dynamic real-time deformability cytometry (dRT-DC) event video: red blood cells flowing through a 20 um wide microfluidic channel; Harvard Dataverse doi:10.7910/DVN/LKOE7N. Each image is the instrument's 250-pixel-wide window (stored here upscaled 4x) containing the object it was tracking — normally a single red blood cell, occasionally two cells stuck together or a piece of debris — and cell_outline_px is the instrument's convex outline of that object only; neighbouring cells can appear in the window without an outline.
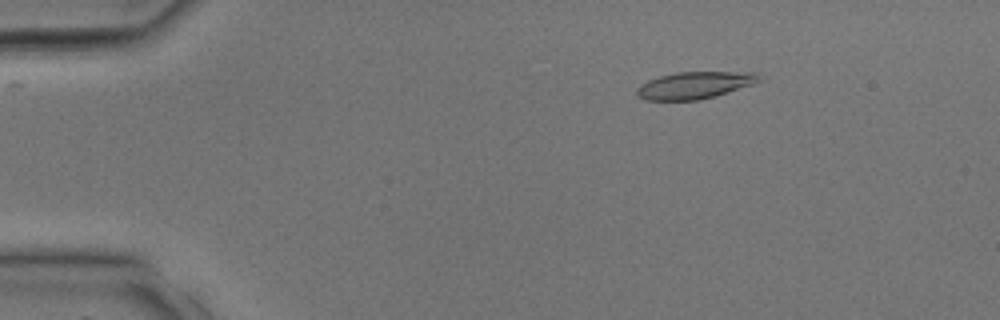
{"species": "common noctule bat (a hibernating species)", "species_latin": "Nyctalus noctula", "temperature_condition": "room temperature", "stored_images_in_passage": 34, "camera_frame_rate_fps": 3000, "um_per_image_px": 0.085, "animal": {"sex": "male", "body_mass_g": 17.9, "forearm_length_mm": 54.2}, "frame": {"image": 1, "passage_image": 6, "time_ms": 1.667, "image_size_px": [1000, 320], "cell_outline_px": [[760, 80], [752, 84], [712, 96], [696, 100], [644, 100], [636, 96], [636, 88], [640, 84], [648, 80], [660, 76], [676, 72], [760, 72]], "centroid_in_image_um": [58.98, 7.23], "position_along_channel_um": 26.0, "area_um2": 19.07}}
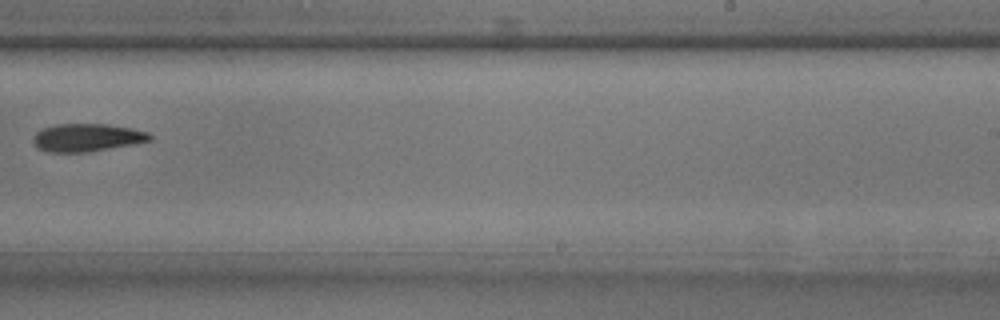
{"frame": {"image": 2, "passage_image": 22, "time_ms": 7.0, "image_size_px": [1000, 320], "cell_outline_px": [[152, 140], [132, 144], [84, 152], [48, 152], [40, 148], [32, 140], [36, 132], [44, 128], [56, 124], [108, 124], [132, 128], [148, 132], [152, 136]], "centroid_in_image_um": [7.41, 11.68], "position_along_channel_um": 281.6, "area_um2": 18.67}}
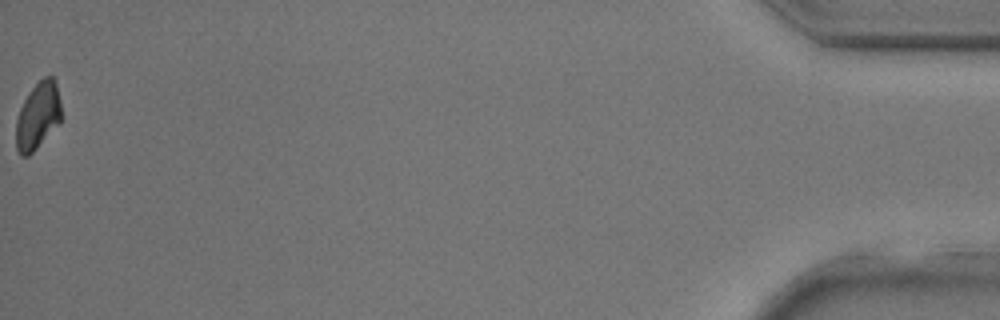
{"frame": {"image": 3, "passage_image": 34, "time_ms": 11.0, "image_size_px": [1000, 320], "cell_outline_px": [[60, 124], [28, 156], [20, 156], [16, 148], [16, 120], [20, 108], [28, 92], [44, 76], [52, 76], [56, 84], [60, 100]], "centroid_in_image_um": [3.21, 9.86], "position_along_channel_um": 432.0, "area_um2": 17.63}}